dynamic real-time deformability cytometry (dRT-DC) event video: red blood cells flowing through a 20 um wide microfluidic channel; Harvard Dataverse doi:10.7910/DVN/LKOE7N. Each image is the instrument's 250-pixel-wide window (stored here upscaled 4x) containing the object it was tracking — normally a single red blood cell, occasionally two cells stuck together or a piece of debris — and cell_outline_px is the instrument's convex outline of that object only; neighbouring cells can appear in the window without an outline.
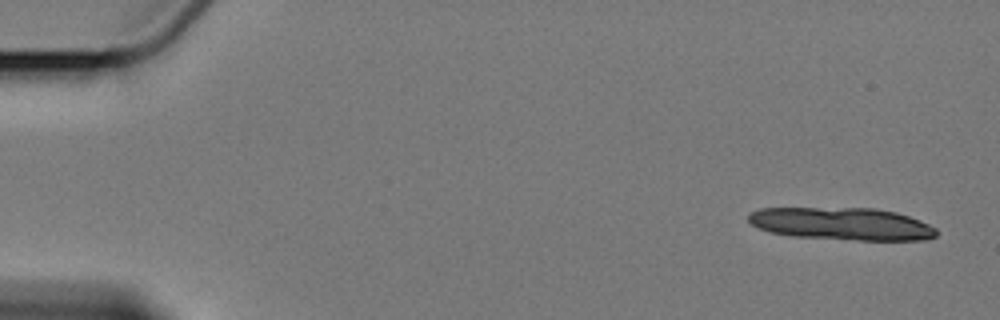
{"species": "Egyptian fruit bat (a non-hibernating species)", "species_latin": "Rousettus aegyptiacus", "temperature_condition": "cold", "stored_images_in_passage": 6, "camera_frame_rate_fps": 3000, "um_per_image_px": 0.085, "animal": {"sex": "female"}, "frame": {"image": 1, "passage_image": 1, "time_ms": 0.0, "image_size_px": [1000, 320], "cell_outline_px": [[936, 236], [924, 240], [860, 240], [792, 236], [772, 232], [760, 228], [752, 224], [748, 220], [748, 212], [760, 208], [876, 208], [896, 212], [908, 216], [928, 224], [936, 228]], "centroid_in_image_um": [71.55, 19.01], "position_along_channel_um": 13.5, "area_um2": 35.49}}
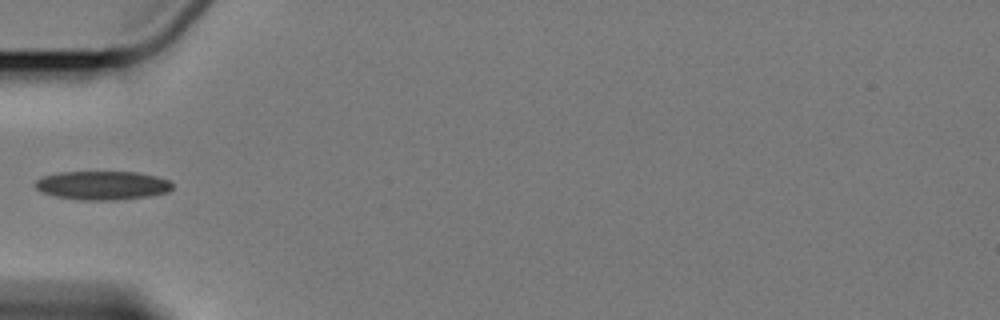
{"frame": {"image": 2, "passage_image": 6, "time_ms": 6.0, "image_size_px": [1000, 320], "cell_outline_px": [[172, 188], [168, 192], [148, 196], [116, 200], [80, 200], [56, 196], [44, 192], [36, 188], [36, 180], [44, 176], [60, 172], [136, 172], [156, 176], [168, 180], [172, 184]], "centroid_in_image_um": [8.73, 15.76], "position_along_channel_um": 76.3, "area_um2": 22.77}}